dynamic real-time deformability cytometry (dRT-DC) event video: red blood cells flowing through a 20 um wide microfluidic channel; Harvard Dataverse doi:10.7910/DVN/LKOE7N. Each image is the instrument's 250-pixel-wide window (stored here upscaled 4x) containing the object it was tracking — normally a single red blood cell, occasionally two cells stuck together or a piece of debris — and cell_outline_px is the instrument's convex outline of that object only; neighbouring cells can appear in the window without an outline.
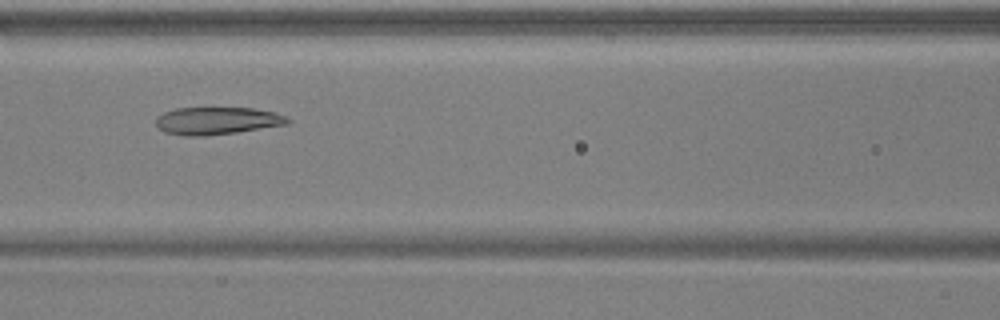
{"species": "common noctule bat (a hibernating species)", "species_latin": "Nyctalus noctula", "temperature_condition": "warm", "stored_images_in_passage": 5, "camera_frame_rate_fps": 3000, "um_per_image_px": 0.085, "animal": {"sex": "male", "body_mass_g": 17.9, "forearm_length_mm": 54.2}, "frame": {"image": 1, "passage_image": 3, "time_ms": 0.667, "image_size_px": [1000, 320], "cell_outline_px": [[292, 120], [288, 124], [236, 132], [204, 136], [184, 136], [164, 132], [156, 124], [156, 116], [164, 112], [176, 108], [252, 108], [276, 112]], "centroid_in_image_um": [18.44, 10.26], "position_along_channel_um": 148.2, "area_um2": 21.1}}
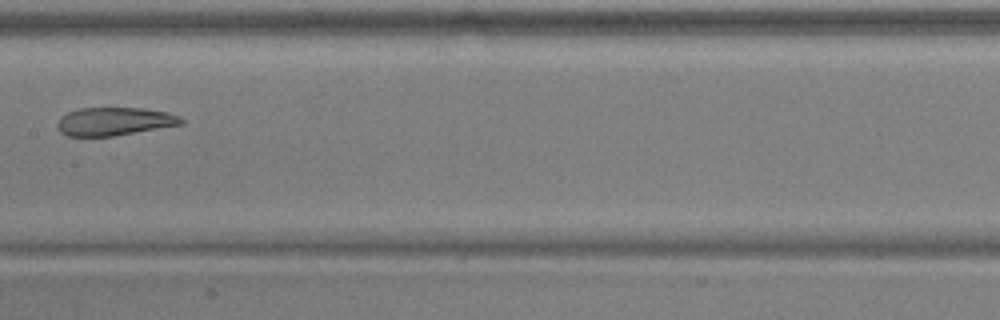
{"frame": {"image": 2, "passage_image": 4, "time_ms": 1.0, "image_size_px": [1000, 320], "cell_outline_px": [[184, 124], [112, 136], [68, 136], [60, 132], [56, 128], [56, 124], [60, 116], [68, 112], [80, 108], [144, 108], [168, 112], [180, 116], [184, 120]], "centroid_in_image_um": [9.71, 10.31], "position_along_channel_um": 197.7, "area_um2": 20.46}}